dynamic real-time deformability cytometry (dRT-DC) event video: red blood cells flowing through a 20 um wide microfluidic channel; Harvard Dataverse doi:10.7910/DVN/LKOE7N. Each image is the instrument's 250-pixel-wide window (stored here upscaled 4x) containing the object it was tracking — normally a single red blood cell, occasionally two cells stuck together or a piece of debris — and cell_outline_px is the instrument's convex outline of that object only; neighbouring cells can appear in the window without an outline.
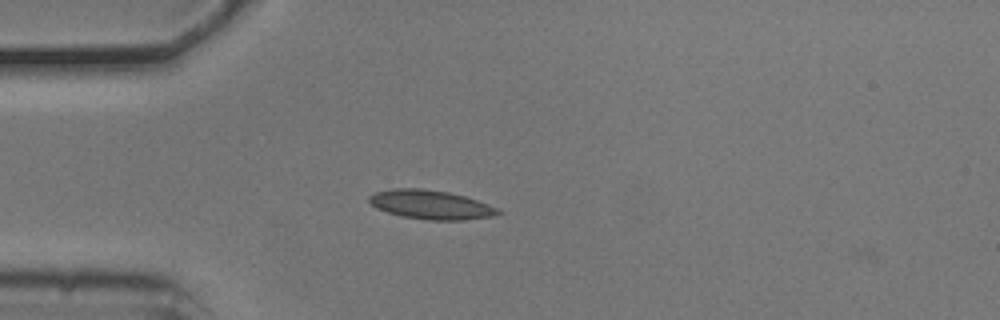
{"species": "common noctule bat (a hibernating species)", "species_latin": "Nyctalus noctula", "temperature_condition": "cold", "stored_images_in_passage": 2, "camera_frame_rate_fps": 3000, "um_per_image_px": 0.085, "animal": {"sex": "male", "body_mass_g": 20.5, "forearm_length_mm": 52.5}, "frame": {"image": 1, "passage_image": 1, "time_ms": 0.0, "image_size_px": [1000, 320], "cell_outline_px": [[504, 212], [492, 216], [464, 220], [428, 220], [400, 216], [376, 208], [368, 200], [368, 196], [376, 192], [392, 188], [420, 188], [448, 192], [464, 196], [488, 204]], "centroid_in_image_um": [36.6, 17.4], "position_along_channel_um": 48.4, "area_um2": 21.73}}